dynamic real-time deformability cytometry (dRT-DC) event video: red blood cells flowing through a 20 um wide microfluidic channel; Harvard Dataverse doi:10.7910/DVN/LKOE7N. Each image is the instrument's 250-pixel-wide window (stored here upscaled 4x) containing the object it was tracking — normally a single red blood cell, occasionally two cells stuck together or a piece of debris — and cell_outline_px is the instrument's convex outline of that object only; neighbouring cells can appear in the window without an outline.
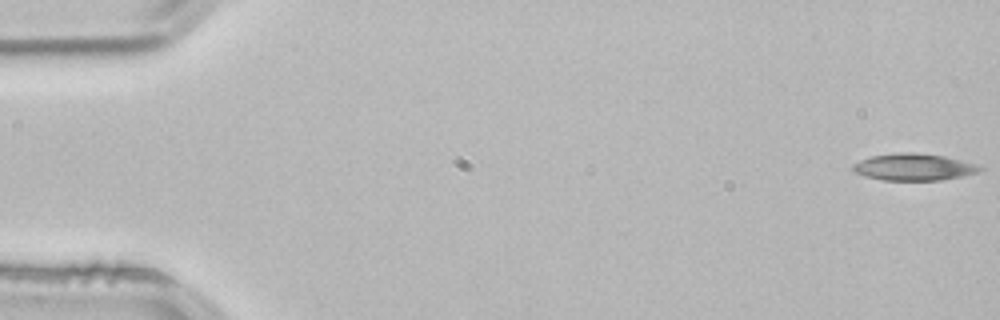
{"species": "common noctule bat (a hibernating species)", "species_latin": "Nyctalus noctula", "temperature_condition": "room temperature", "stored_images_in_passage": 53, "camera_frame_rate_fps": 3000, "um_per_image_px": 0.085, "animal": {"sex": "male", "body_mass_g": 21.5, "forearm_length_mm": 52.0}, "frame": {"image": 1, "passage_image": 1, "time_ms": 0.0, "image_size_px": [1000, 320], "cell_outline_px": [[984, 168], [976, 172], [964, 176], [940, 180], [880, 180], [864, 176], [856, 172], [852, 168], [852, 164], [860, 160], [872, 156], [900, 152], [912, 152], [944, 156], [976, 164]], "centroid_in_image_um": [77.65, 14.2], "position_along_channel_um": 7.3, "area_um2": 19.77}}
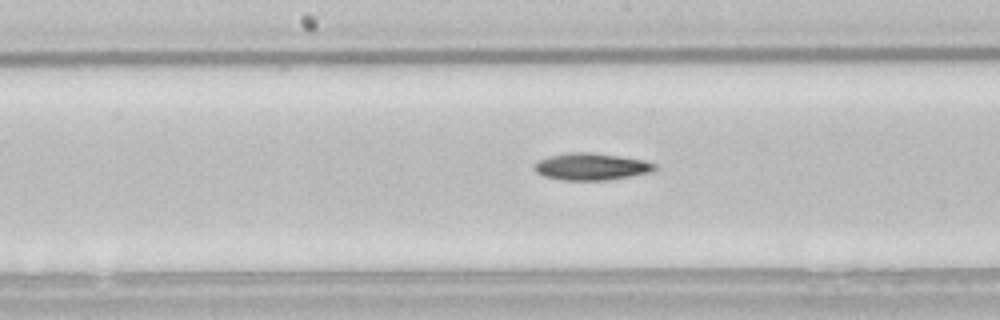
{"frame": {"image": 2, "passage_image": 27, "time_ms": 8.667, "image_size_px": [1000, 320], "cell_outline_px": [[656, 168], [652, 172], [632, 176], [608, 180], [560, 180], [544, 176], [536, 172], [532, 168], [532, 164], [536, 160], [548, 156], [568, 152], [592, 152], [644, 160], [656, 164]], "centroid_in_image_um": [50.2, 14.16], "position_along_channel_um": 198.0, "area_um2": 19.25}}
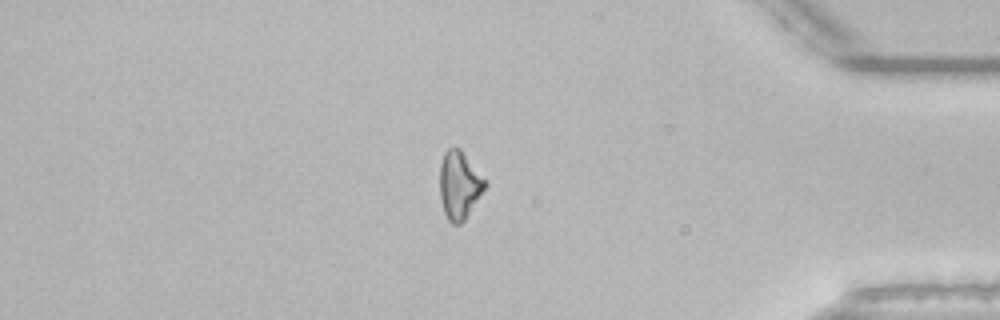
{"frame": {"image": 3, "passage_image": 45, "time_ms": 14.667, "image_size_px": [1000, 320], "cell_outline_px": [[488, 184], [464, 220], [460, 224], [452, 224], [448, 220], [444, 212], [440, 196], [440, 164], [444, 152], [448, 148], [460, 148], [488, 180]], "centroid_in_image_um": [39.06, 15.71], "position_along_channel_um": 396.1, "area_um2": 18.03}, "authors_computed_cell_mechanics": {"area_um2": 18.8428, "velocity_mm_per_s": 3.8603, "shape_relaxation_time_tau1_ms": 5.3445, "shape_relaxation_time_tau2_ms": null, "deformation_change_tau1": 0.1268, "deformation_change_tau2": null}}